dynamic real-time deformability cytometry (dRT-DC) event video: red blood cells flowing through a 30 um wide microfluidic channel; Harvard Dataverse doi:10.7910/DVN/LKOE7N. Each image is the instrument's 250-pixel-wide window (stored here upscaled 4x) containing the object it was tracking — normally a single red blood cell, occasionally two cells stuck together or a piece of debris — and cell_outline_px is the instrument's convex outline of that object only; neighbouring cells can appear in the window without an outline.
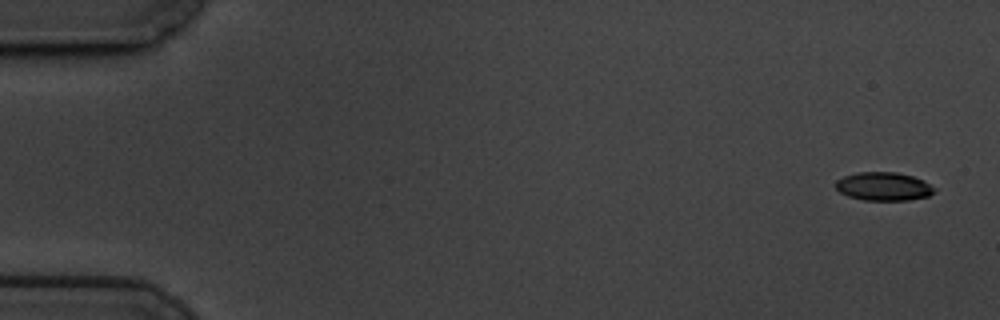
{"species": "common noctule bat (a hibernating species)", "species_latin": "Nyctalus noctula", "temperature_condition": "cold", "stored_images_in_passage": 5, "camera_frame_rate_fps": 3000, "um_per_image_px": 0.085, "animal": {"sex": "male", "body_mass_g": 19.5, "forearm_length_mm": 54.6}, "frame": {"image": 1, "passage_image": 1, "time_ms": 0.0, "image_size_px": [1000, 320], "cell_outline_px": [[936, 192], [928, 196], [908, 200], [864, 200], [848, 196], [840, 192], [836, 188], [836, 180], [844, 176], [856, 172], [896, 172], [912, 176], [924, 180], [936, 188]], "centroid_in_image_um": [75.13, 15.84], "position_along_channel_um": 9.9, "area_um2": 16.42}}
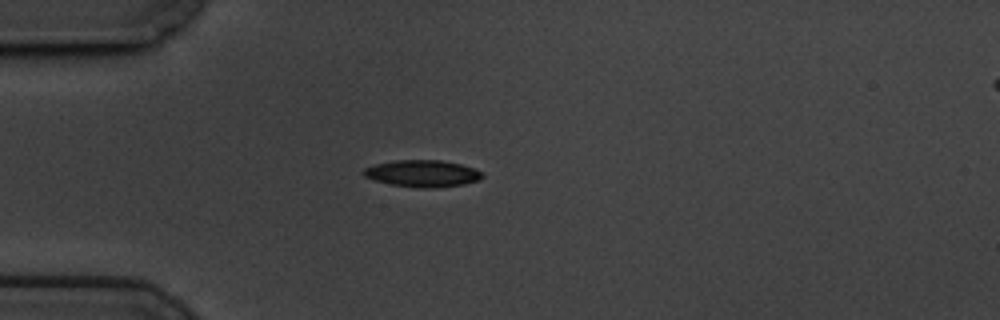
{"frame": {"image": 2, "passage_image": 5, "time_ms": 1.333, "image_size_px": [1000, 320], "cell_outline_px": [[484, 176], [476, 180], [464, 184], [432, 188], [420, 188], [392, 184], [376, 180], [364, 176], [360, 172], [364, 168], [376, 164], [396, 160], [440, 160], [460, 164], [476, 168], [484, 172]], "centroid_in_image_um": [35.93, 14.74], "position_along_channel_um": 49.1, "area_um2": 18.5}}